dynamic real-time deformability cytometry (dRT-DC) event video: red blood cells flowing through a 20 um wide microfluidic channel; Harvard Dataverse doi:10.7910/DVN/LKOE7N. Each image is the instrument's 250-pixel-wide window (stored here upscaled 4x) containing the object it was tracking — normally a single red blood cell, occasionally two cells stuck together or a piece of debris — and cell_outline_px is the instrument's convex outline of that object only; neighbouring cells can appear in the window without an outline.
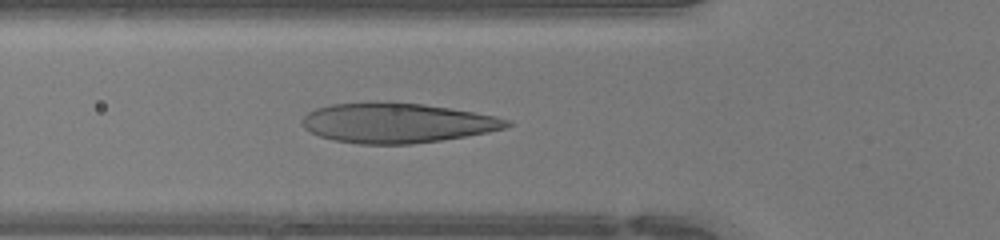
{"species": "human", "species_latin": "Homo sapiens", "temperature_condition": "warm", "stored_images_in_passage": 40, "camera_frame_rate_fps": 3000, "um_per_image_px": 0.085, "donor": {"sex": "female"}, "frame": {"image": 1, "passage_image": 8, "time_ms": 2.333, "image_size_px": [1000, 240], "cell_outline_px": [[512, 124], [504, 128], [488, 132], [440, 140], [412, 144], [360, 144], [332, 140], [320, 136], [304, 128], [300, 124], [300, 120], [308, 112], [316, 108], [332, 104], [376, 100], [392, 100], [424, 104], [496, 116], [512, 120]], "centroid_in_image_um": [33.69, 10.42], "position_along_channel_um": 92.1, "area_um2": 48.15}}
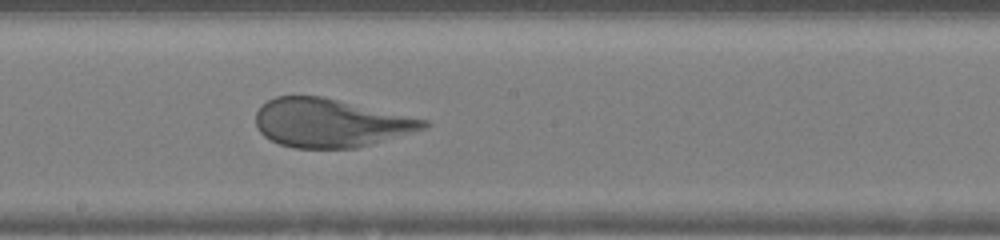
{"frame": {"image": 2, "passage_image": 17, "time_ms": 5.333, "image_size_px": [1000, 240], "cell_outline_px": [[432, 124], [424, 128], [356, 148], [292, 148], [280, 144], [264, 136], [256, 128], [256, 112], [268, 100], [276, 96], [324, 96], [428, 120]], "centroid_in_image_um": [28.05, 10.44], "position_along_channel_um": 220.2, "area_um2": 47.16}}
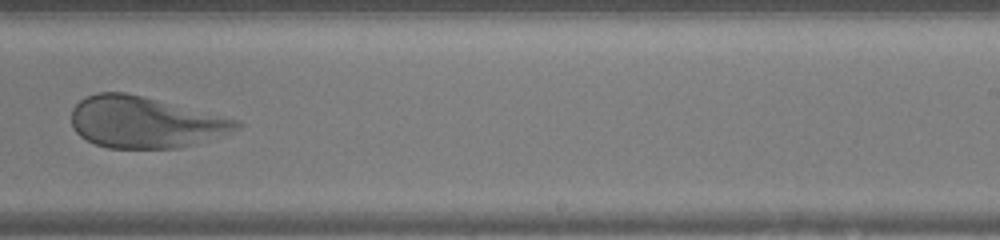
{"frame": {"image": 3, "passage_image": 21, "time_ms": 6.667, "image_size_px": [1000, 240], "cell_outline_px": [[244, 124], [240, 128], [192, 144], [176, 148], [108, 148], [96, 144], [80, 136], [72, 128], [72, 108], [84, 96], [96, 92], [124, 92], [240, 120]], "centroid_in_image_um": [12.26, 10.38], "position_along_channel_um": 276.7, "area_um2": 48.9}, "authors_computed_cell_mechanics": {"area_um2": 49.9681, "velocity_mm_per_s": 4.2596, "shape_relaxation_time_tau1_ms": 2.0956, "shape_relaxation_time_tau2_ms": null, "deformation_change_tau1": 0.1548, "deformation_change_tau2": null}}